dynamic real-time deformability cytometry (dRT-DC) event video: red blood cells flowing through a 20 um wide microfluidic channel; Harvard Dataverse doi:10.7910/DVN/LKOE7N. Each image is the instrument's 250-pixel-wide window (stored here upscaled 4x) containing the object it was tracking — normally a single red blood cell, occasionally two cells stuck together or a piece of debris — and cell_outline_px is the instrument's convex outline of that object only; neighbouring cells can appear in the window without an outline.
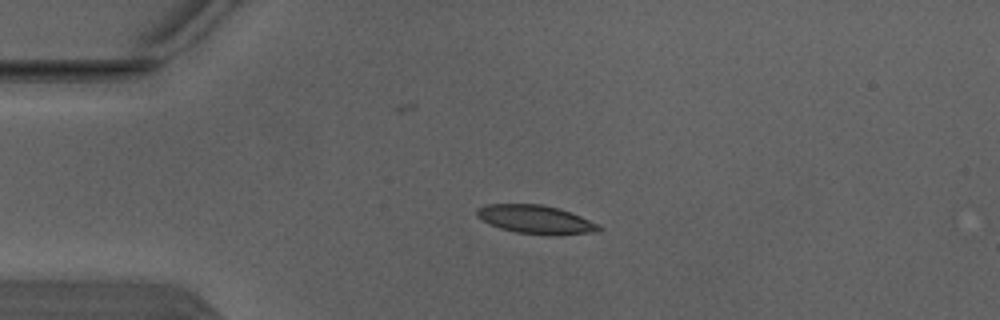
{"species": "Egyptian fruit bat (a non-hibernating species)", "species_latin": "Rousettus aegyptiacus", "temperature_condition": "warm", "stored_images_in_passage": 7, "camera_frame_rate_fps": 3000, "um_per_image_px": 0.085, "animal": {"sex": "male"}, "frame": {"image": 1, "passage_image": 4, "time_ms": 1.0, "image_size_px": [1000, 320], "cell_outline_px": [[600, 232], [552, 236], [516, 232], [500, 228], [476, 216], [476, 208], [488, 204], [540, 204], [560, 208], [600, 224]], "centroid_in_image_um": [45.58, 18.66], "position_along_channel_um": 39.4, "area_um2": 20.4}}
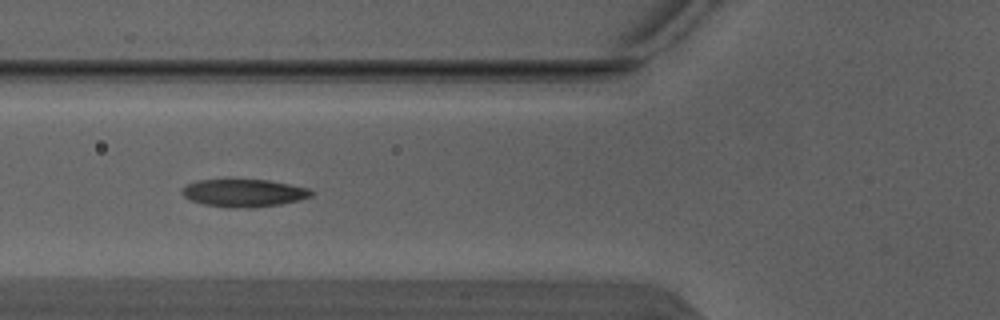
{"frame": {"image": 2, "passage_image": 6, "time_ms": 1.667, "image_size_px": [1000, 320], "cell_outline_px": [[316, 192], [312, 196], [300, 200], [280, 204], [252, 208], [232, 208], [204, 204], [192, 200], [184, 196], [180, 192], [188, 184], [196, 180], [268, 180], [308, 188]], "centroid_in_image_um": [20.77, 16.41], "position_along_channel_um": 105.0, "area_um2": 20.75}}
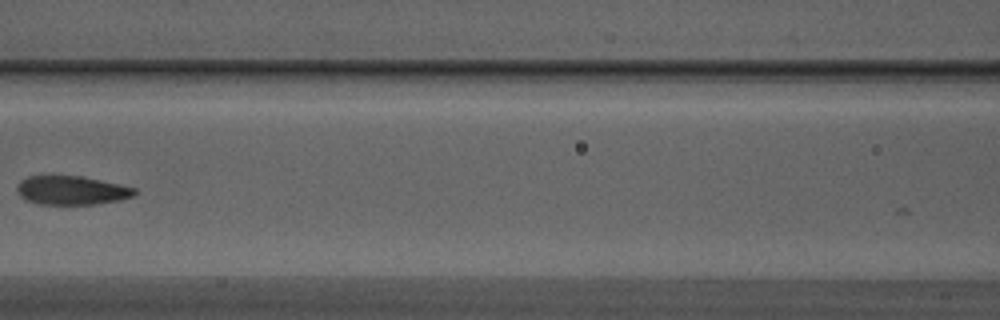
{"frame": {"image": 3, "passage_image": 7, "time_ms": 2.0, "image_size_px": [1000, 320], "cell_outline_px": [[136, 192], [132, 196], [120, 200], [96, 204], [40, 204], [28, 200], [20, 196], [16, 188], [16, 184], [20, 180], [28, 176], [80, 176], [120, 184], [136, 188]], "centroid_in_image_um": [6.07, 16.17], "position_along_channel_um": 160.5, "area_um2": 19.65}}